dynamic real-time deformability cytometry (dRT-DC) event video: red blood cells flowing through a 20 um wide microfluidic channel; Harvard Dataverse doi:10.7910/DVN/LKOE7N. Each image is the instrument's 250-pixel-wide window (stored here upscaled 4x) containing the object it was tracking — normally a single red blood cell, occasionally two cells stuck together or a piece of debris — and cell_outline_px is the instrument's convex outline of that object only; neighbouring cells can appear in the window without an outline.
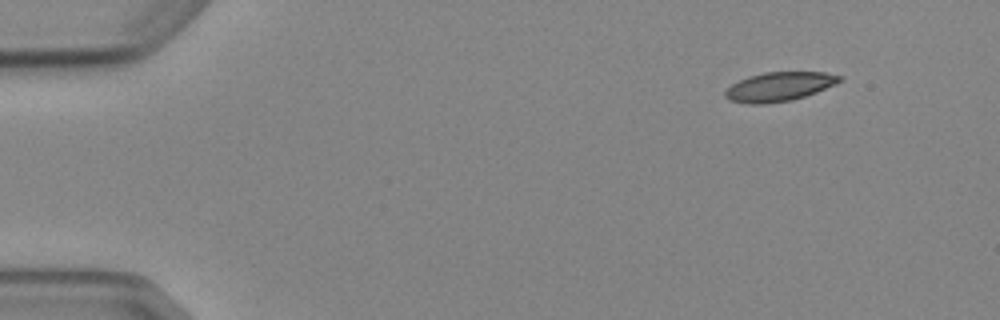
{"species": "Egyptian fruit bat (a non-hibernating species)", "species_latin": "Rousettus aegyptiacus", "temperature_condition": "cold", "stored_images_in_passage": 4, "camera_frame_rate_fps": 3000, "um_per_image_px": 0.085, "animal": {"sex": "female"}, "frame": {"image": 1, "passage_image": 1, "time_ms": 0.0, "image_size_px": [1000, 320], "cell_outline_px": [[844, 80], [836, 84], [816, 92], [792, 100], [764, 104], [752, 104], [728, 100], [724, 96], [724, 92], [732, 84], [748, 76], [764, 72], [824, 72], [844, 76]], "centroid_in_image_um": [66.26, 7.36], "position_along_channel_um": 18.7, "area_um2": 19.48}}
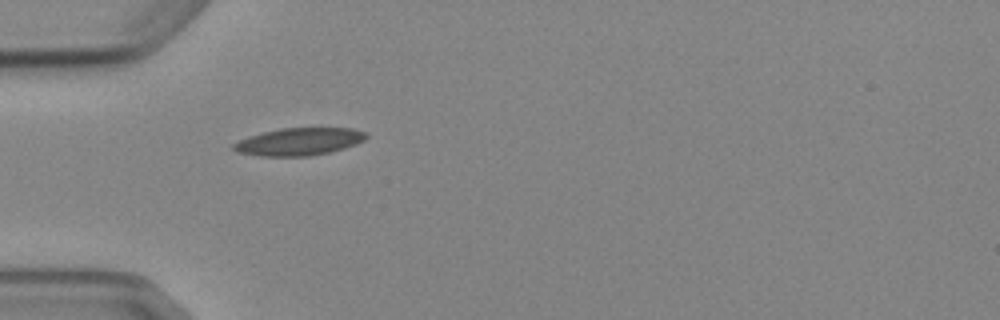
{"frame": {"image": 2, "passage_image": 4, "time_ms": 3.667, "image_size_px": [1000, 320], "cell_outline_px": [[368, 136], [364, 140], [356, 144], [344, 148], [328, 152], [308, 156], [260, 156], [236, 152], [232, 148], [232, 144], [248, 136], [280, 128], [352, 128], [368, 132]], "centroid_in_image_um": [25.42, 12.03], "position_along_channel_um": 59.6, "area_um2": 21.27}}